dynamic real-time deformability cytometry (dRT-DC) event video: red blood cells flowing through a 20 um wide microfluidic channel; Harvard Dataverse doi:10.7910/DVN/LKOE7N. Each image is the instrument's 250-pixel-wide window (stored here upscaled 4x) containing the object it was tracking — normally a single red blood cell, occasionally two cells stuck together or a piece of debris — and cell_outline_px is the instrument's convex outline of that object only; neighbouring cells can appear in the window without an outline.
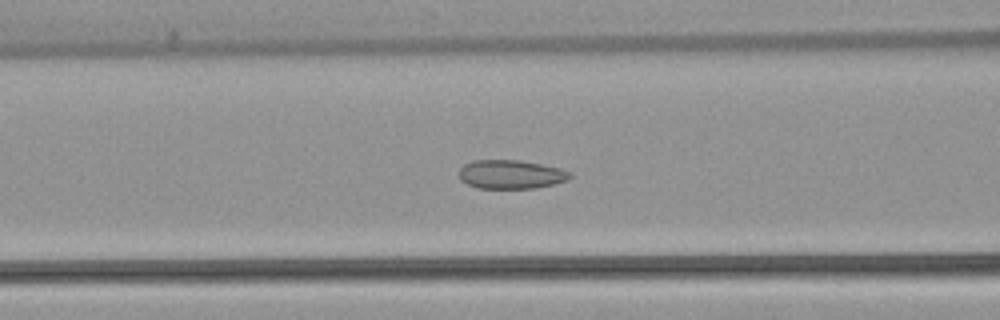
{"species": "common noctule bat (a hibernating species)", "species_latin": "Nyctalus noctula", "temperature_condition": "warm", "stored_images_in_passage": 54, "camera_frame_rate_fps": 3000, "um_per_image_px": 0.085, "animal": {"sex": "female", "body_mass_g": 22.7, "forearm_length_mm": 54.2}, "frame": {"image": 1, "passage_image": 22, "time_ms": 7.0, "image_size_px": [1000, 320], "cell_outline_px": [[572, 176], [568, 180], [536, 188], [480, 188], [468, 184], [460, 180], [460, 168], [464, 164], [472, 160], [520, 160], [560, 168], [572, 172]], "centroid_in_image_um": [43.44, 14.81], "position_along_channel_um": 123.2, "area_um2": 18.61}}
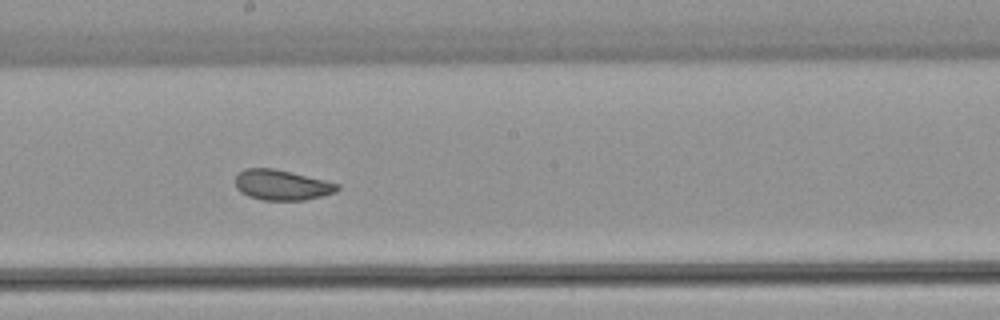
{"frame": {"image": 2, "passage_image": 30, "time_ms": 9.667, "image_size_px": [1000, 320], "cell_outline_px": [[340, 188], [336, 192], [304, 200], [260, 200], [248, 196], [240, 192], [236, 188], [236, 176], [244, 168], [272, 168], [324, 180], [340, 184]], "centroid_in_image_um": [23.93, 15.73], "position_along_channel_um": 224.3, "area_um2": 17.92}}
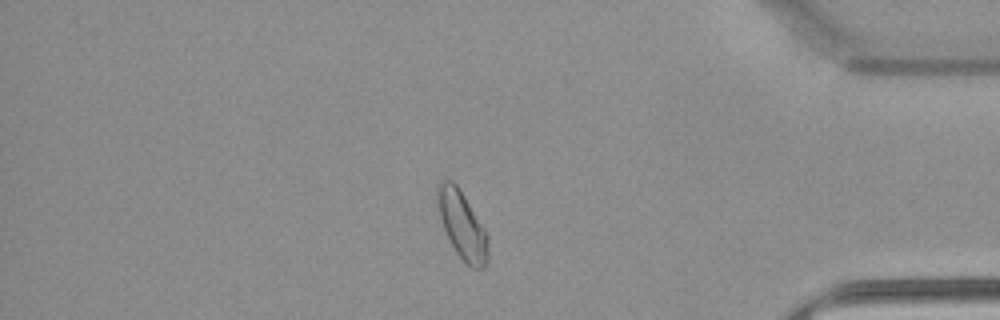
{"frame": {"image": 3, "passage_image": 46, "time_ms": 15.0, "image_size_px": [1000, 320], "cell_outline_px": [[488, 260], [484, 268], [472, 268], [456, 252], [444, 228], [440, 216], [436, 200], [436, 184], [440, 180], [452, 180], [456, 184], [484, 228], [488, 236]], "centroid_in_image_um": [39.27, 19.11], "position_along_channel_um": 395.9, "area_um2": 19.65}, "authors_computed_cell_mechanics": {"area_um2": 19.9699, "velocity_mm_per_s": 3.7946, "shape_relaxation_time_tau1_ms": null, "shape_relaxation_time_tau2_ms": 1.3488, "deformation_change_tau1": null, "deformation_change_tau2": 0.0721}}